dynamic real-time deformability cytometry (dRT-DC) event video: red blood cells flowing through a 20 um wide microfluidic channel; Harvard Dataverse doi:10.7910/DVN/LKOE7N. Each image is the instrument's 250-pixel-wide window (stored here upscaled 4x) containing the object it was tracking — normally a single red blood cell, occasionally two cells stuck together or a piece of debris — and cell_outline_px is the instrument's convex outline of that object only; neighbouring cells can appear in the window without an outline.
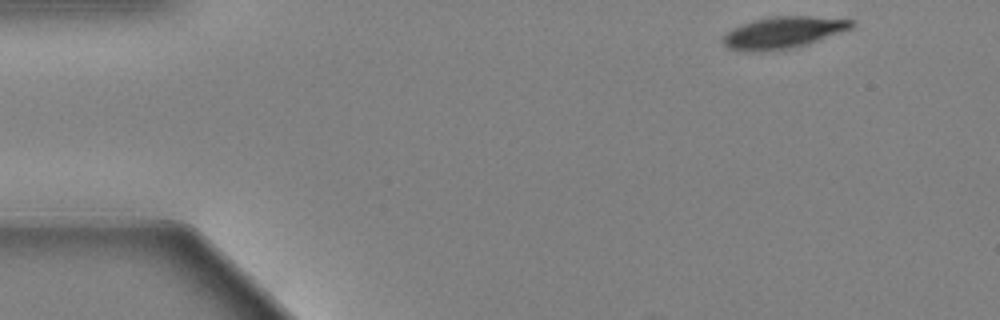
{"species": "Egyptian fruit bat (a non-hibernating species)", "species_latin": "Rousettus aegyptiacus", "temperature_condition": "warm", "stored_images_in_passage": 10, "camera_frame_rate_fps": 3000, "um_per_image_px": 0.085, "animal": {"sex": "female"}, "frame": {"image": 1, "passage_image": 1, "time_ms": 0.0, "image_size_px": [1000, 320], "cell_outline_px": [[852, 28], [808, 44], [792, 48], [752, 52], [748, 52], [728, 48], [720, 40], [732, 28], [752, 20], [776, 16], [808, 16], [852, 20]], "centroid_in_image_um": [66.52, 2.77], "position_along_channel_um": 18.5, "area_um2": 23.52}}